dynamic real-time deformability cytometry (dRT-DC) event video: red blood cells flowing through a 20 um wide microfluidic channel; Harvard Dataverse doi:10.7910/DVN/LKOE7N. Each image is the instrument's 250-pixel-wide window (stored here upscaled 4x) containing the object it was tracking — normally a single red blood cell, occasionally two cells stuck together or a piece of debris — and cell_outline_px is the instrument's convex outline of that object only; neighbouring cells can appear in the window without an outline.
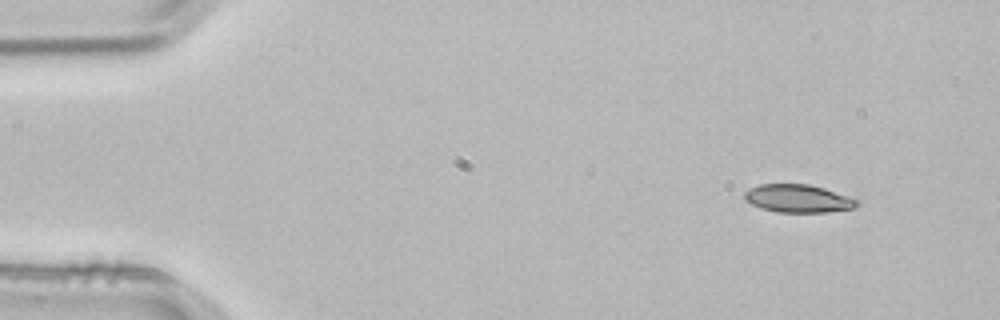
{"species": "common noctule bat (a hibernating species)", "species_latin": "Nyctalus noctula", "temperature_condition": "room temperature", "stored_images_in_passage": 3, "camera_frame_rate_fps": 3000, "um_per_image_px": 0.085, "animal": {"sex": "male", "body_mass_g": 21.5, "forearm_length_mm": 52.0}, "frame": {"image": 1, "passage_image": 1, "time_ms": 0.0, "image_size_px": [1000, 320], "cell_outline_px": [[860, 204], [856, 208], [828, 212], [776, 212], [760, 208], [744, 200], [744, 192], [748, 188], [760, 184], [808, 184], [824, 188], [860, 200]], "centroid_in_image_um": [67.85, 16.88], "position_along_channel_um": 17.2, "area_um2": 18.55}}
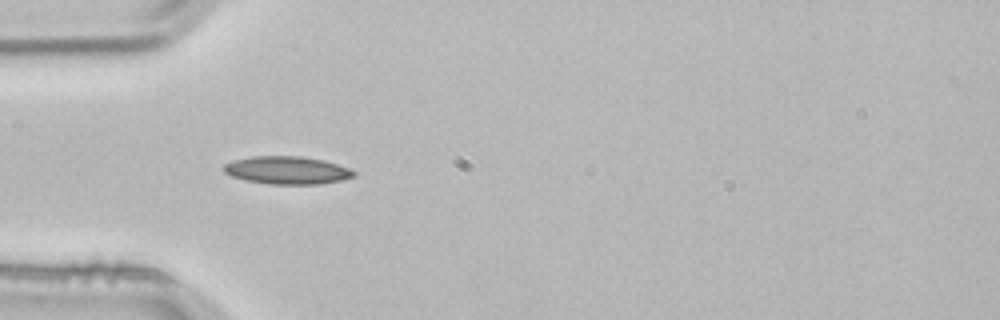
{"frame": {"image": 2, "passage_image": 3, "time_ms": 0.667, "image_size_px": [1000, 320], "cell_outline_px": [[356, 176], [340, 180], [320, 184], [268, 184], [244, 180], [232, 176], [224, 172], [224, 164], [236, 160], [252, 156], [300, 156], [324, 160], [348, 168], [356, 172]], "centroid_in_image_um": [24.41, 14.47], "position_along_channel_um": 60.6, "area_um2": 20.98}}